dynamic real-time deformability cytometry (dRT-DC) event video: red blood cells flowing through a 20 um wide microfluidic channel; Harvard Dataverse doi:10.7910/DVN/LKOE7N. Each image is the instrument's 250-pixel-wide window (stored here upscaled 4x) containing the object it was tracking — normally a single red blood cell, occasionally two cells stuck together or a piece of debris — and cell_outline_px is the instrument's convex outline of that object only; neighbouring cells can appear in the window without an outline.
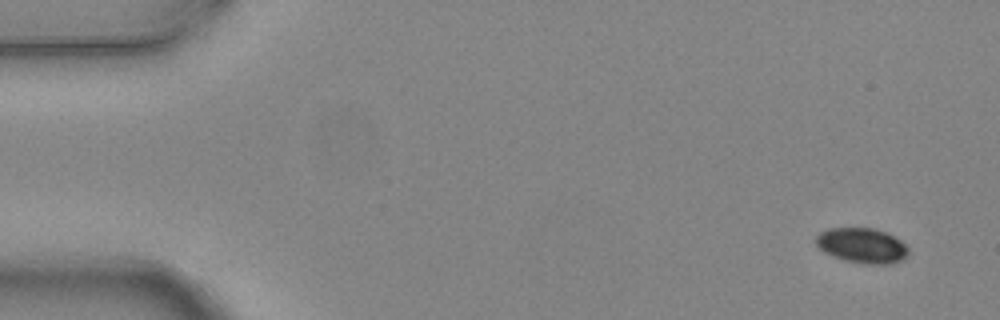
{"species": "common noctule bat (a hibernating species)", "species_latin": "Nyctalus noctula", "temperature_condition": "warm", "stored_images_in_passage": 8, "camera_frame_rate_fps": 3000, "um_per_image_px": 0.085, "animal": {"sex": "female", "body_mass_g": 24.6, "forearm_length_mm": 56.2}, "frame": {"image": 1, "passage_image": 1, "time_ms": 0.0, "image_size_px": [1000, 320], "cell_outline_px": [[908, 252], [904, 260], [892, 264], [864, 264], [844, 260], [832, 256], [824, 252], [816, 244], [816, 236], [820, 232], [828, 228], [872, 228], [884, 232], [900, 240], [908, 248]], "centroid_in_image_um": [73.27, 20.88], "position_along_channel_um": 11.7, "area_um2": 18.9}}
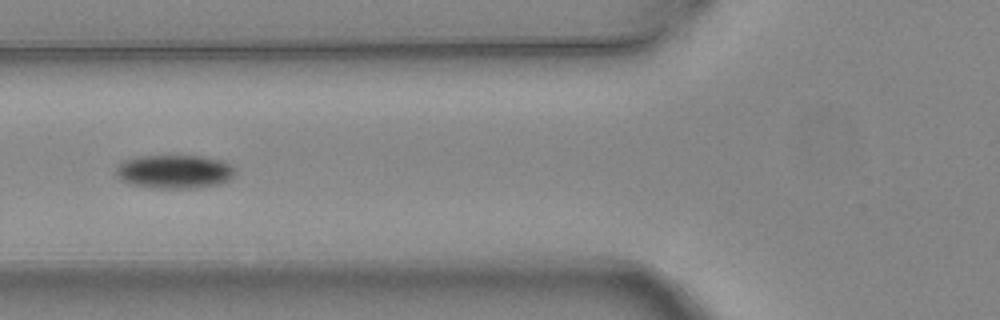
{"frame": {"image": 2, "passage_image": 6, "time_ms": 1.667, "image_size_px": [1000, 320], "cell_outline_px": [[236, 172], [228, 180], [220, 184], [196, 188], [152, 188], [132, 184], [120, 180], [116, 176], [116, 164], [124, 160], [136, 156], [200, 156], [224, 160], [232, 164], [236, 168]], "centroid_in_image_um": [14.83, 14.58], "position_along_channel_um": 111.0, "area_um2": 23.76}}
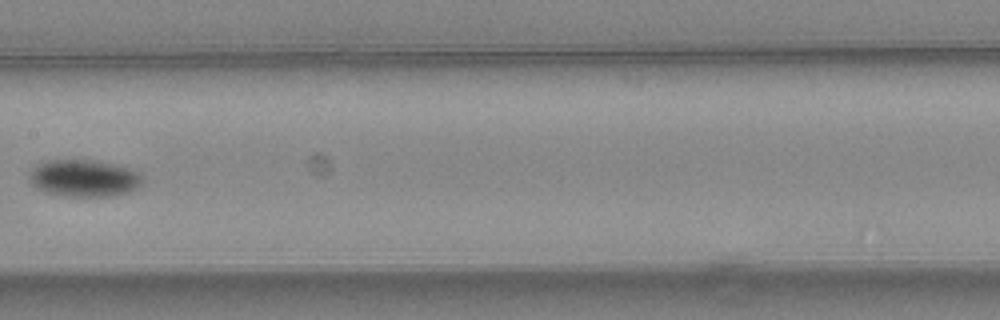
{"frame": {"image": 3, "passage_image": 8, "time_ms": 2.333, "image_size_px": [1000, 320], "cell_outline_px": [[144, 180], [136, 188], [128, 192], [116, 196], [60, 196], [44, 192], [36, 188], [28, 180], [28, 172], [36, 164], [44, 160], [96, 160], [128, 168], [140, 172]], "centroid_in_image_um": [7.09, 15.15], "position_along_channel_um": 200.3, "area_um2": 24.85}}